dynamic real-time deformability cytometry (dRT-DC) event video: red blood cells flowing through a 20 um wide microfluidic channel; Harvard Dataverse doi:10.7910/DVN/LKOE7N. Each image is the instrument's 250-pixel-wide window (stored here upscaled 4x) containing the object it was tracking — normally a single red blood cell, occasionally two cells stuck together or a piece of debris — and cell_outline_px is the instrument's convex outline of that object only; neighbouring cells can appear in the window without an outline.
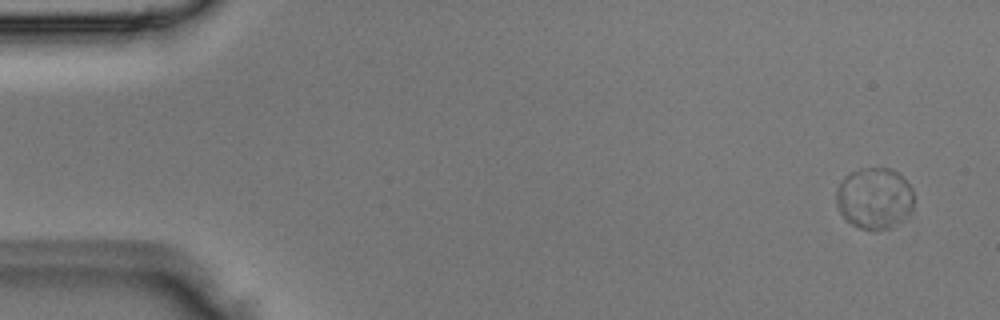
{"species": "Egyptian fruit bat (a non-hibernating species)", "species_latin": "Rousettus aegyptiacus", "temperature_condition": "room temperature", "stored_images_in_passage": 6, "camera_frame_rate_fps": 3000, "um_per_image_px": 0.085, "animal": {"sex": "male"}, "frame": {"image": 1, "passage_image": 1, "time_ms": 0.0, "image_size_px": [1000, 320], "cell_outline_px": [[912, 208], [908, 212], [888, 228], [856, 228], [844, 220], [836, 204], [836, 188], [844, 176], [860, 168], [892, 168], [912, 188]], "centroid_in_image_um": [74.24, 16.82], "position_along_channel_um": 10.8, "area_um2": 27.28}}
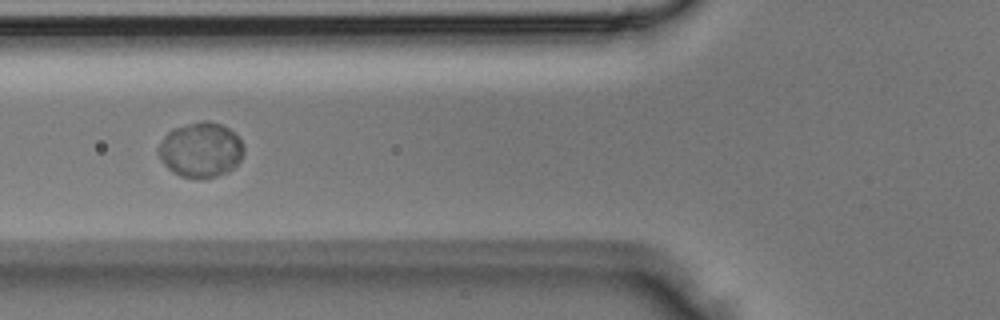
{"frame": {"image": 2, "passage_image": 5, "time_ms": 1.333, "image_size_px": [1000, 320], "cell_outline_px": [[244, 152], [240, 160], [228, 172], [216, 176], [196, 180], [180, 176], [172, 172], [160, 160], [156, 152], [164, 136], [172, 128], [204, 120], [208, 120], [220, 124], [228, 128], [244, 144]], "centroid_in_image_um": [17.04, 12.76], "position_along_channel_um": 108.8, "area_um2": 27.57}}